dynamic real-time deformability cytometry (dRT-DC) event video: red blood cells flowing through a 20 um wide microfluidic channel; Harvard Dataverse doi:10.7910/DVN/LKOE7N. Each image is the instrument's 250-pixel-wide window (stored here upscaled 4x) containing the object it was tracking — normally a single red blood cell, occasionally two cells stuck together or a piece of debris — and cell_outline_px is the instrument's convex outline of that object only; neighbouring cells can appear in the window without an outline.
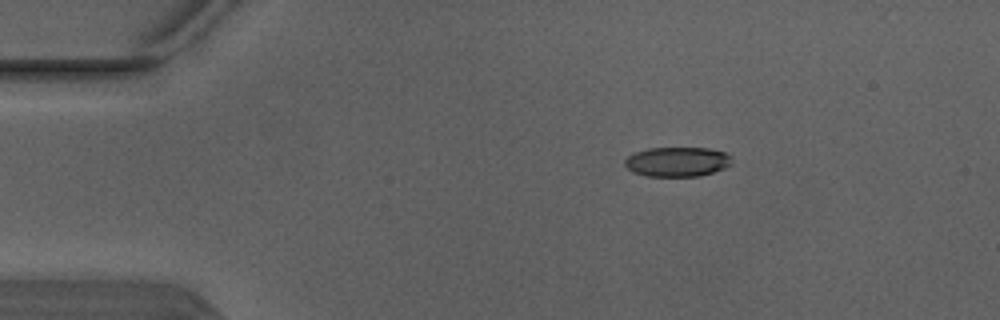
{"species": "Egyptian fruit bat (a non-hibernating species)", "species_latin": "Rousettus aegyptiacus", "temperature_condition": "warm", "stored_images_in_passage": 4, "camera_frame_rate_fps": 3000, "um_per_image_px": 0.085, "animal": {"sex": "male"}, "frame": {"image": 1, "passage_image": 1, "time_ms": 0.0, "image_size_px": [1000, 320], "cell_outline_px": [[732, 164], [724, 168], [700, 176], [648, 176], [632, 172], [624, 164], [624, 160], [632, 152], [648, 148], [708, 148], [724, 152], [732, 156]], "centroid_in_image_um": [57.55, 13.74], "position_along_channel_um": 27.4, "area_um2": 18.61}}
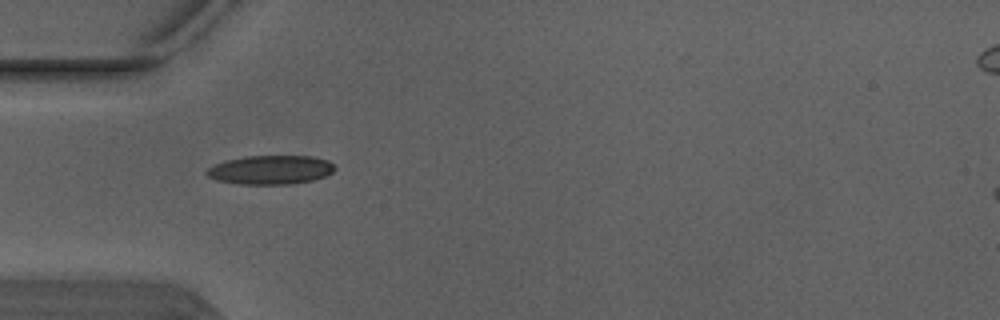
{"frame": {"image": 2, "passage_image": 3, "time_ms": 0.667, "image_size_px": [1000, 320], "cell_outline_px": [[336, 168], [332, 172], [324, 176], [312, 180], [292, 184], [240, 184], [216, 180], [208, 176], [204, 172], [212, 164], [224, 160], [244, 156], [312, 156], [328, 160]], "centroid_in_image_um": [22.95, 14.43], "position_along_channel_um": 62.0, "area_um2": 21.73}}
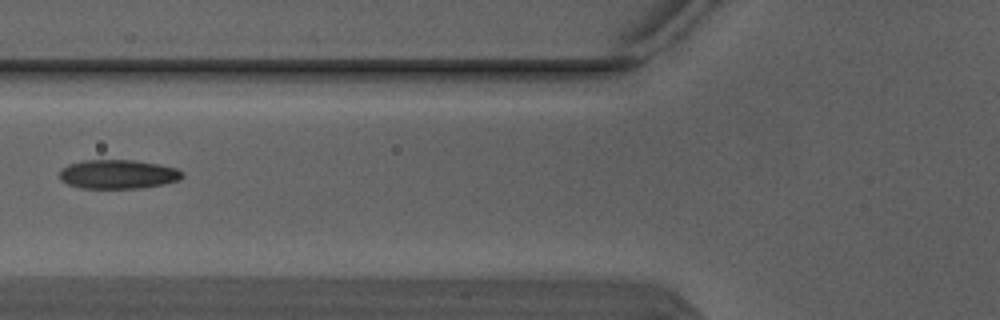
{"frame": {"image": 3, "passage_image": 4, "time_ms": 1.0, "image_size_px": [1000, 320], "cell_outline_px": [[184, 176], [180, 180], [164, 184], [140, 188], [80, 188], [68, 184], [60, 180], [60, 172], [68, 164], [84, 160], [132, 160], [156, 164], [176, 168], [184, 172]], "centroid_in_image_um": [10.05, 14.81], "position_along_channel_um": 115.8, "area_um2": 20.75}}